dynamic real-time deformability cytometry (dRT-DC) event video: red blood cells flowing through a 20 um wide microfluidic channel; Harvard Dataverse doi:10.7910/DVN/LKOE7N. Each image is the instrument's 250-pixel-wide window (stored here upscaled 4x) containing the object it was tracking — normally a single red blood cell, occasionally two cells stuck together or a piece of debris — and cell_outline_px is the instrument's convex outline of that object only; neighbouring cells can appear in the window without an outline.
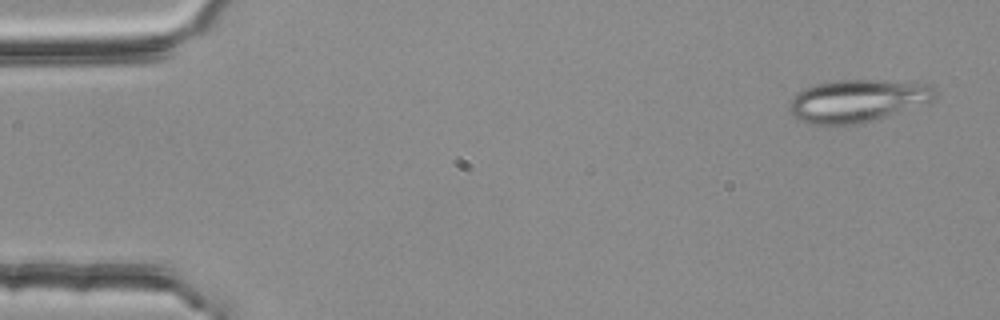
{"species": "common noctule bat (a hibernating species)", "species_latin": "Nyctalus noctula", "temperature_condition": "room temperature", "stored_images_in_passage": 4, "camera_frame_rate_fps": 3000, "um_per_image_px": 0.085, "animal": {"sex": "female", "body_mass_g": 25.1}, "frame": {"image": 1, "passage_image": 1, "time_ms": 0.0, "image_size_px": [1000, 320], "cell_outline_px": [[936, 96], [932, 100], [868, 120], [852, 124], [812, 124], [796, 120], [792, 116], [788, 108], [788, 104], [804, 88], [816, 84], [840, 80], [884, 80], [932, 84], [936, 88]], "centroid_in_image_um": [72.83, 8.54], "position_along_channel_um": 12.2, "area_um2": 35.26}}